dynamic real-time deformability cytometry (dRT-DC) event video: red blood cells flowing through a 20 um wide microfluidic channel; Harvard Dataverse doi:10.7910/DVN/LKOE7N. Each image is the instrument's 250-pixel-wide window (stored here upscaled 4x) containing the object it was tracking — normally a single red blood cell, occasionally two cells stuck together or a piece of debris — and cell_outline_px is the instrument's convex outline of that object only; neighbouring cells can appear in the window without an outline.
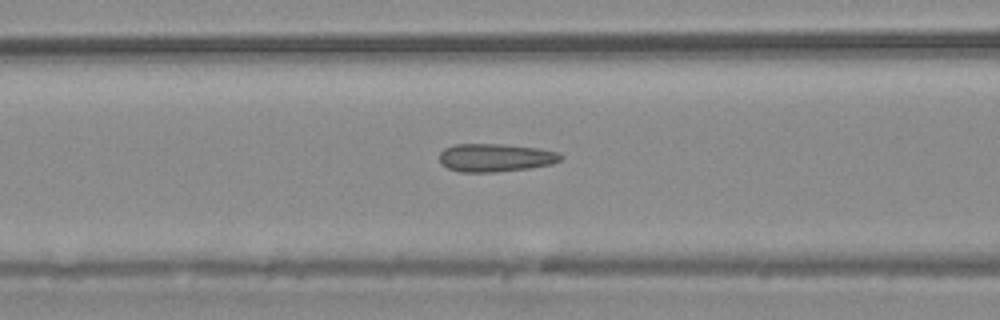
{"species": "common noctule bat (a hibernating species)", "species_latin": "Nyctalus noctula", "temperature_condition": "warm", "stored_images_in_passage": 33, "camera_frame_rate_fps": 3000, "um_per_image_px": 0.085, "animal": {"sex": "male", "body_mass_g": 20.4}, "frame": {"image": 1, "passage_image": 11, "time_ms": 3.333, "image_size_px": [1000, 320], "cell_outline_px": [[564, 156], [560, 160], [552, 164], [528, 168], [496, 172], [460, 172], [448, 168], [440, 164], [440, 152], [444, 148], [456, 144], [500, 144], [540, 148], [560, 152]], "centroid_in_image_um": [42.12, 13.4], "position_along_channel_um": 124.5, "area_um2": 20.0}}
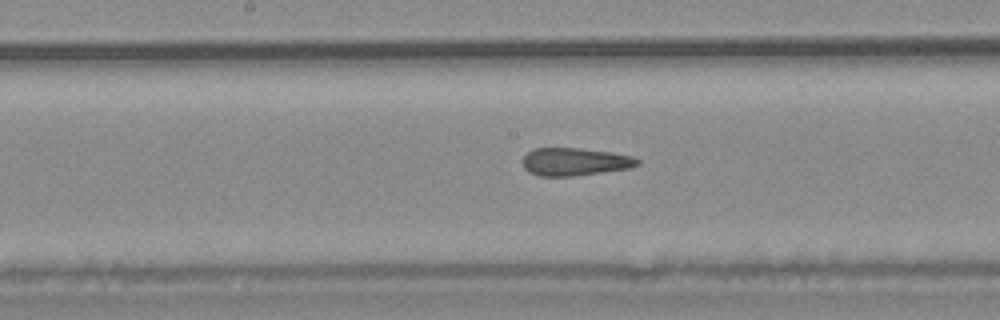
{"frame": {"image": 2, "passage_image": 17, "time_ms": 5.333, "image_size_px": [1000, 320], "cell_outline_px": [[640, 164], [628, 168], [572, 176], [540, 176], [528, 172], [524, 168], [524, 156], [528, 152], [536, 148], [576, 148], [608, 152], [632, 156], [640, 160]], "centroid_in_image_um": [48.84, 13.75], "position_along_channel_um": 199.4, "area_um2": 18.26}}
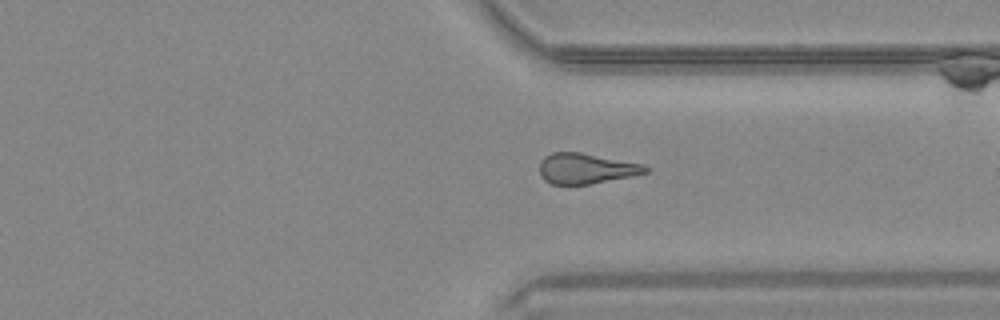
{"frame": {"image": 3, "passage_image": 30, "time_ms": 9.667, "image_size_px": [1000, 320], "cell_outline_px": [[648, 172], [632, 176], [588, 184], [552, 184], [544, 180], [540, 176], [540, 160], [544, 156], [552, 152], [580, 152], [640, 164], [648, 168]], "centroid_in_image_um": [49.74, 14.32], "position_along_channel_um": 361.7, "area_um2": 18.55}}